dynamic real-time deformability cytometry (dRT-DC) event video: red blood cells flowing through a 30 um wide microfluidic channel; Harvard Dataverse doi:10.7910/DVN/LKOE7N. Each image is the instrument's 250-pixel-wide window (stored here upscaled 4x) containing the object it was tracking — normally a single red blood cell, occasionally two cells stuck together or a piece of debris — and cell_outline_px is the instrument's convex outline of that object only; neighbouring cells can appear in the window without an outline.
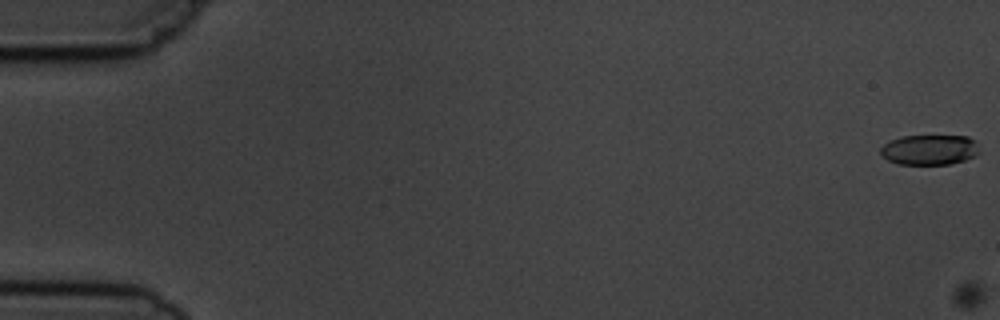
{"species": "common noctule bat (a hibernating species)", "species_latin": "Nyctalus noctula", "temperature_condition": "cold", "stored_images_in_passage": 2, "camera_frame_rate_fps": 3000, "um_per_image_px": 0.085, "animal": {"sex": "male", "body_mass_g": 19.5, "forearm_length_mm": 54.6}, "frame": {"image": 1, "passage_image": 1, "time_ms": 0.0, "image_size_px": [1000, 320], "cell_outline_px": [[980, 152], [976, 156], [964, 160], [948, 164], [896, 164], [888, 160], [880, 152], [880, 148], [884, 144], [892, 140], [904, 136], [968, 136], [976, 140]], "centroid_in_image_um": [79.05, 12.73], "position_along_channel_um": 6.0, "area_um2": 17.4}}